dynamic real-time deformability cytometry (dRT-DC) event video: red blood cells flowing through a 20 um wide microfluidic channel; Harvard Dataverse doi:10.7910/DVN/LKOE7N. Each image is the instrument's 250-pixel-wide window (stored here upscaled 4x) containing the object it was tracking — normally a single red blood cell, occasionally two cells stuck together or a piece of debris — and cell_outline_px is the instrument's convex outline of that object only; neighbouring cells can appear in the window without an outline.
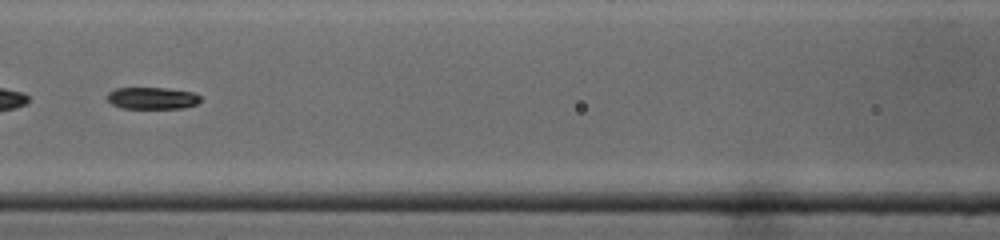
{"species": "common noctule bat (a hibernating species)", "species_latin": "Nyctalus noctula", "temperature_condition": "cold", "stored_images_in_passage": 45, "segment_of_instrument_passage": [2, 2], "camera_frame_rate_fps": 3000, "um_per_image_px": 0.085, "animal": {"sex": "male", "body_mass_g": 19.0, "forearm_length_mm": 50.8}, "frame": {"image": 1, "passage_image": 20, "time_ms": 6.333, "image_size_px": [1000, 240], "cell_outline_px": [[200, 100], [196, 104], [184, 108], [120, 108], [112, 104], [108, 100], [108, 92], [116, 88], [168, 88], [192, 92], [200, 96]], "centroid_in_image_um": [12.93, 8.34], "position_along_channel_um": 153.7, "area_um2": 11.85}}
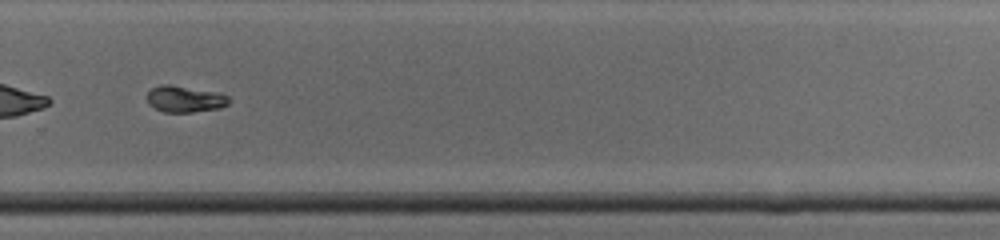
{"frame": {"image": 2, "passage_image": 31, "time_ms": 10.0, "image_size_px": [1000, 240], "cell_outline_px": [[232, 100], [228, 104], [220, 108], [192, 112], [164, 112], [148, 104], [148, 92], [152, 88], [160, 84], [172, 84], [220, 92], [228, 96]], "centroid_in_image_um": [15.76, 8.4], "position_along_channel_um": 314.0, "area_um2": 12.83}}